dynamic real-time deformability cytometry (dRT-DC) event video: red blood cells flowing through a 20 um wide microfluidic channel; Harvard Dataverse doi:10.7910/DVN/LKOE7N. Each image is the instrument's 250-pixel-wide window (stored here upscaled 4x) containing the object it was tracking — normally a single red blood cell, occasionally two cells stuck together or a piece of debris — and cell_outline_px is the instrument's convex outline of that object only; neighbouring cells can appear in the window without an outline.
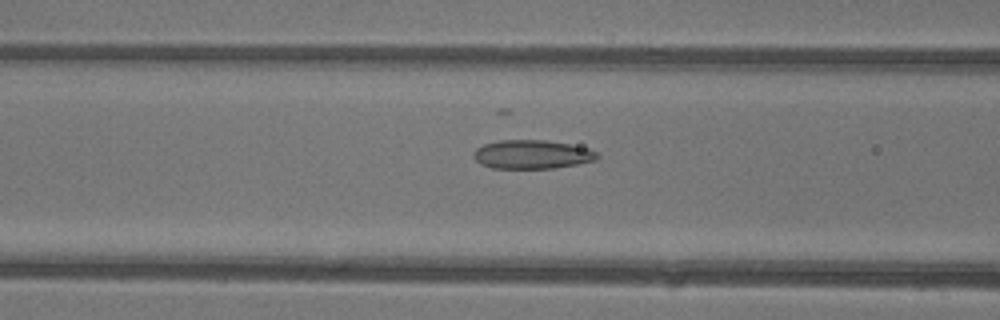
{"species": "common noctule bat (a hibernating species)", "species_latin": "Nyctalus noctula", "temperature_condition": "warm", "stored_images_in_passage": 31, "camera_frame_rate_fps": 3000, "um_per_image_px": 0.085, "animal": {"sex": "female"}, "frame": {"image": 1, "passage_image": 4, "time_ms": 1.0, "image_size_px": [1000, 320], "cell_outline_px": [[600, 156], [596, 160], [580, 164], [556, 168], [492, 168], [480, 164], [472, 156], [472, 152], [476, 148], [484, 144], [500, 140], [544, 140], [568, 144], [588, 148], [596, 152]], "centroid_in_image_um": [45.21, 13.13], "position_along_channel_um": 121.4, "area_um2": 20.87}}
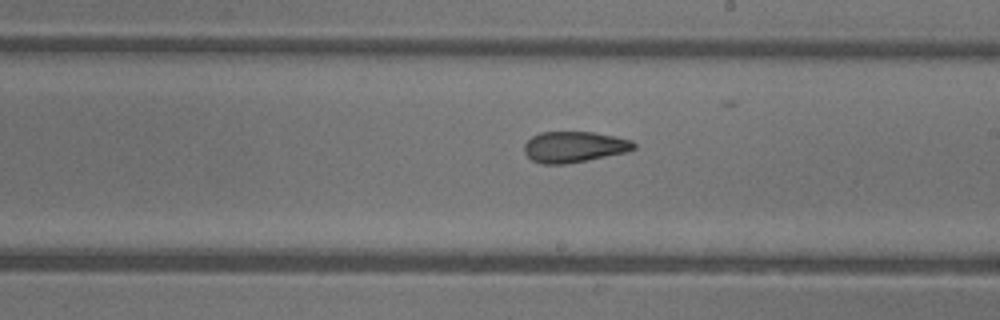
{"frame": {"image": 2, "passage_image": 12, "time_ms": 3.667, "image_size_px": [1000, 320], "cell_outline_px": [[636, 148], [628, 152], [564, 164], [544, 164], [532, 160], [524, 152], [524, 144], [532, 136], [540, 132], [592, 132], [632, 140], [636, 144]], "centroid_in_image_um": [48.8, 12.48], "position_along_channel_um": 240.2, "area_um2": 19.65}}
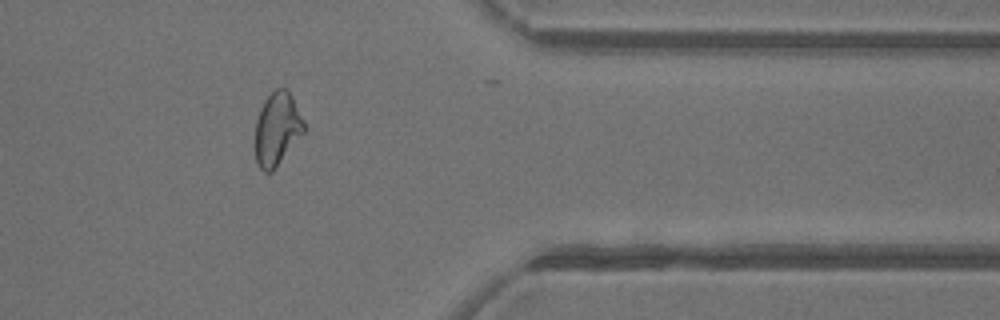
{"frame": {"image": 3, "passage_image": 23, "time_ms": 7.333, "image_size_px": [1000, 320], "cell_outline_px": [[304, 132], [276, 168], [272, 172], [264, 172], [256, 164], [256, 120], [260, 108], [264, 100], [276, 88], [284, 88], [292, 96], [304, 120]], "centroid_in_image_um": [23.55, 10.97], "position_along_channel_um": 387.8, "area_um2": 20.69}}